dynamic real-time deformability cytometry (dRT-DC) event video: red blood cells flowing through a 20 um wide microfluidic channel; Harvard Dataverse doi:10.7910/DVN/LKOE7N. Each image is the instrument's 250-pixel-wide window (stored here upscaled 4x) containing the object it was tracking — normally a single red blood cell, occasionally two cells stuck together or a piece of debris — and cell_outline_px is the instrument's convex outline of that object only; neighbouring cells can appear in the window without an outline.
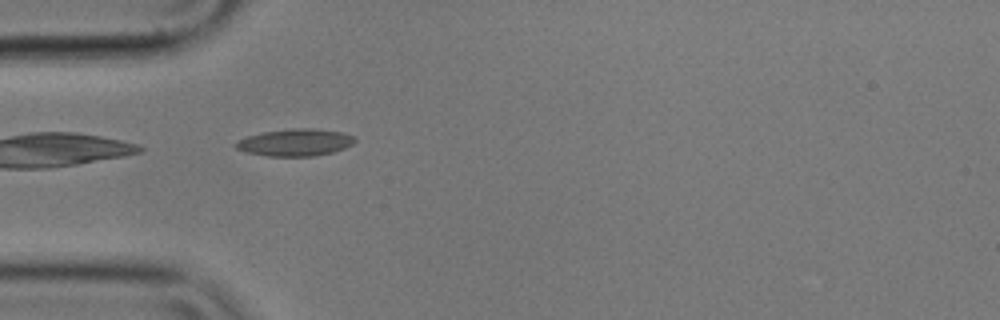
{"species": "common noctule bat (a hibernating species)", "species_latin": "Nyctalus noctula", "temperature_condition": "cold", "stored_images_in_passage": 5, "camera_frame_rate_fps": 3000, "um_per_image_px": 0.085, "animal": {"sex": "male", "body_mass_g": 17.9}, "frame": {"image": 1, "passage_image": 3, "time_ms": 0.667, "image_size_px": [1000, 320], "cell_outline_px": [[356, 140], [352, 144], [344, 148], [332, 152], [312, 156], [268, 156], [248, 152], [236, 148], [232, 144], [248, 136], [264, 132], [292, 128], [312, 128], [340, 132], [356, 136]], "centroid_in_image_um": [25.11, 12.1], "position_along_channel_um": 59.9, "area_um2": 18.61}}
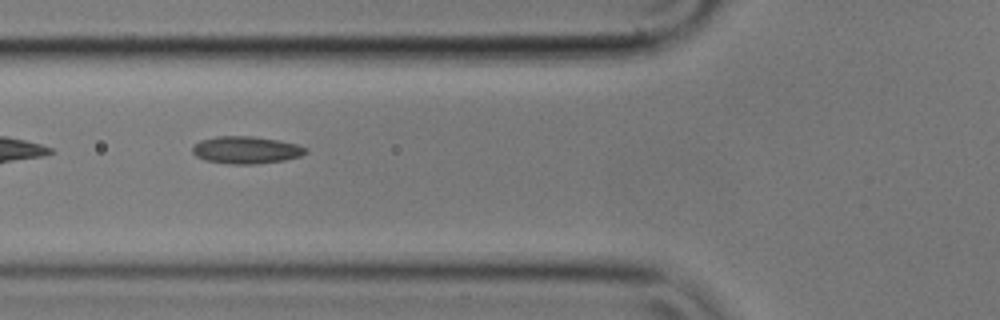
{"frame": {"image": 2, "passage_image": 4, "time_ms": 1.0, "image_size_px": [1000, 320], "cell_outline_px": [[308, 152], [300, 156], [284, 160], [256, 164], [232, 164], [204, 160], [196, 156], [192, 152], [192, 148], [200, 140], [216, 136], [252, 136], [280, 140], [296, 144], [308, 148]], "centroid_in_image_um": [20.93, 12.74], "position_along_channel_um": 104.9, "area_um2": 18.09}}
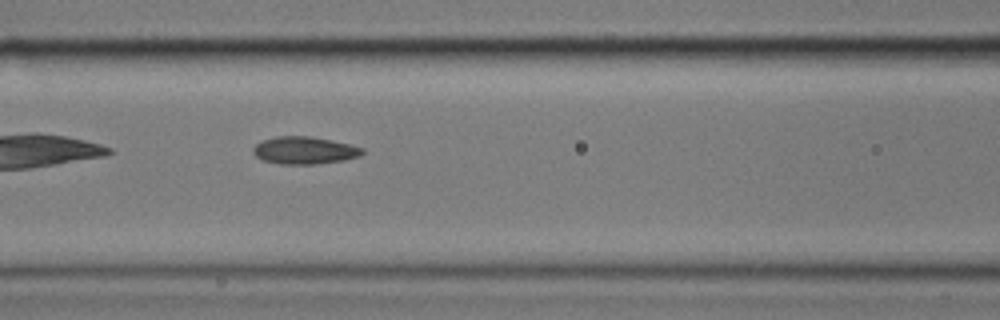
{"frame": {"image": 3, "passage_image": 5, "time_ms": 1.333, "image_size_px": [1000, 320], "cell_outline_px": [[364, 152], [360, 156], [344, 160], [316, 164], [280, 164], [264, 160], [256, 156], [252, 152], [252, 148], [260, 140], [276, 136], [308, 136], [332, 140], [364, 148]], "centroid_in_image_um": [25.86, 12.77], "position_along_channel_um": 140.7, "area_um2": 17.51}}